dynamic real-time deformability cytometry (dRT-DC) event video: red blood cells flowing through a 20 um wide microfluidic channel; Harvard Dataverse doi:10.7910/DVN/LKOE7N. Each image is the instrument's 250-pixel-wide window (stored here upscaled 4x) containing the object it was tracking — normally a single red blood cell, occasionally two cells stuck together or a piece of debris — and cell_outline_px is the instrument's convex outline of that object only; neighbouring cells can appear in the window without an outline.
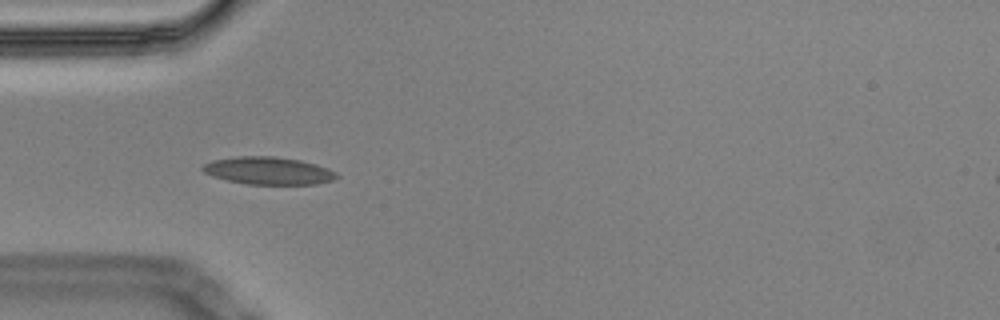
{"species": "Egyptian fruit bat (a non-hibernating species)", "species_latin": "Rousettus aegyptiacus", "temperature_condition": "cold", "stored_images_in_passage": 7, "camera_frame_rate_fps": 3000, "um_per_image_px": 0.085, "animal": {"sex": "male"}, "frame": {"image": 1, "passage_image": 4, "time_ms": 1.0, "image_size_px": [1000, 320], "cell_outline_px": [[340, 176], [332, 180], [316, 184], [248, 184], [228, 180], [212, 176], [204, 172], [200, 168], [204, 164], [212, 160], [236, 156], [276, 156], [300, 160], [316, 164], [328, 168], [336, 172]], "centroid_in_image_um": [22.82, 14.5], "position_along_channel_um": 62.2, "area_um2": 21.56}}
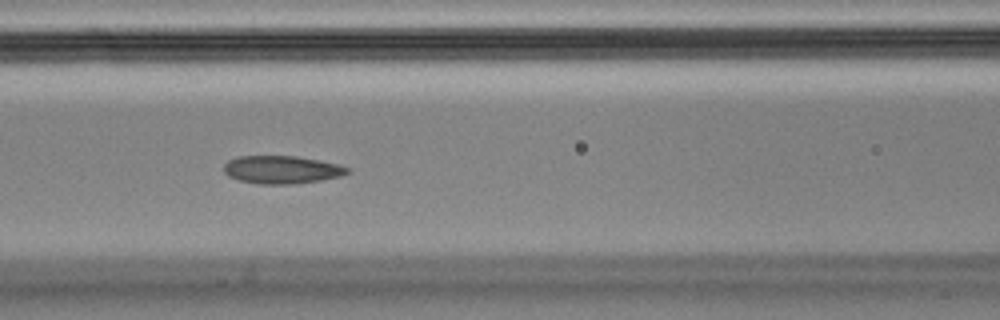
{"frame": {"image": 2, "passage_image": 6, "time_ms": 1.667, "image_size_px": [1000, 320], "cell_outline_px": [[352, 172], [340, 176], [320, 180], [292, 184], [256, 184], [240, 180], [228, 176], [224, 172], [224, 164], [228, 160], [236, 156], [296, 156], [320, 160], [352, 168]], "centroid_in_image_um": [23.95, 14.42], "position_along_channel_um": 142.6, "area_um2": 20.23}}
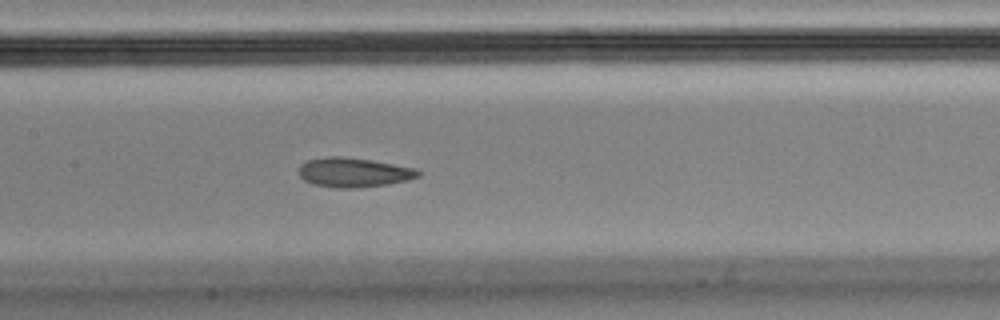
{"frame": {"image": 3, "passage_image": 7, "time_ms": 2.0, "image_size_px": [1000, 320], "cell_outline_px": [[420, 176], [388, 184], [356, 188], [336, 188], [312, 184], [304, 180], [300, 176], [300, 164], [308, 160], [328, 156], [340, 156], [372, 160], [416, 168], [420, 172]], "centroid_in_image_um": [30.05, 14.65], "position_along_channel_um": 177.4, "area_um2": 20.4}}